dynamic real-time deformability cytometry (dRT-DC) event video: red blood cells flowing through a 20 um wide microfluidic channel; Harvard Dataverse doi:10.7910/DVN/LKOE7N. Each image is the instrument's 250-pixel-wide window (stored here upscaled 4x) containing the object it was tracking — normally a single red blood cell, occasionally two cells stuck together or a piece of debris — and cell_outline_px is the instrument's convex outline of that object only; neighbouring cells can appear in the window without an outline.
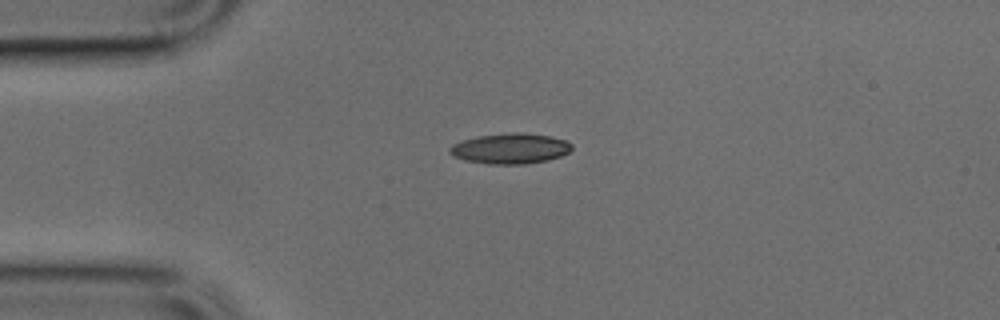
{"species": "common noctule bat (a hibernating species)", "species_latin": "Nyctalus noctula", "temperature_condition": "cold", "stored_images_in_passage": 26, "camera_frame_rate_fps": 3000, "um_per_image_px": 0.085, "animal": {"sex": "male", "body_mass_g": 17.9, "forearm_length_mm": 54.2}, "frame": {"image": 1, "passage_image": 1, "time_ms": 0.0, "image_size_px": [1000, 320], "cell_outline_px": [[572, 148], [568, 152], [560, 156], [548, 160], [524, 164], [488, 164], [464, 160], [452, 156], [448, 152], [448, 148], [452, 144], [476, 136], [512, 132], [520, 132], [552, 136], [568, 140], [572, 144]], "centroid_in_image_um": [43.36, 12.62], "position_along_channel_um": 41.6, "area_um2": 21.91}}
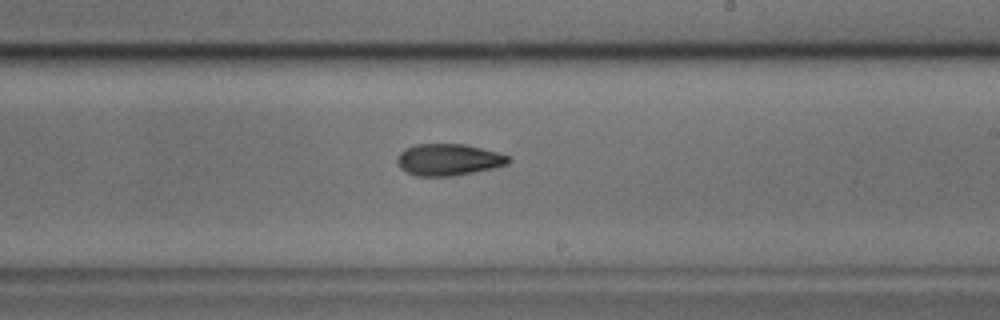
{"frame": {"image": 2, "passage_image": 18, "time_ms": 5.667, "image_size_px": [1000, 320], "cell_outline_px": [[512, 160], [508, 164], [492, 168], [452, 176], [416, 176], [400, 168], [396, 160], [400, 152], [404, 148], [416, 144], [464, 144], [496, 152], [508, 156]], "centroid_in_image_um": [38.09, 13.57], "position_along_channel_um": 250.9, "area_um2": 20.4}}
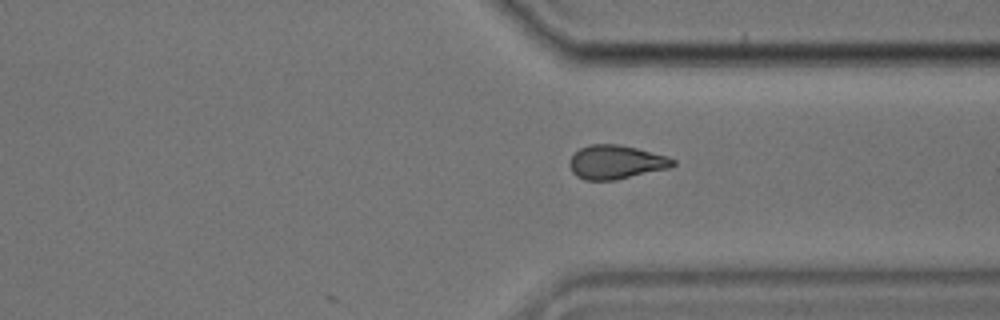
{"frame": {"image": 3, "passage_image": 26, "time_ms": 8.333, "image_size_px": [1000, 320], "cell_outline_px": [[676, 164], [668, 168], [616, 180], [584, 180], [576, 176], [572, 172], [568, 164], [568, 160], [580, 148], [588, 144], [616, 144], [636, 148], [668, 156], [676, 160]], "centroid_in_image_um": [52.33, 13.78], "position_along_channel_um": 359.1, "area_um2": 20.46}}